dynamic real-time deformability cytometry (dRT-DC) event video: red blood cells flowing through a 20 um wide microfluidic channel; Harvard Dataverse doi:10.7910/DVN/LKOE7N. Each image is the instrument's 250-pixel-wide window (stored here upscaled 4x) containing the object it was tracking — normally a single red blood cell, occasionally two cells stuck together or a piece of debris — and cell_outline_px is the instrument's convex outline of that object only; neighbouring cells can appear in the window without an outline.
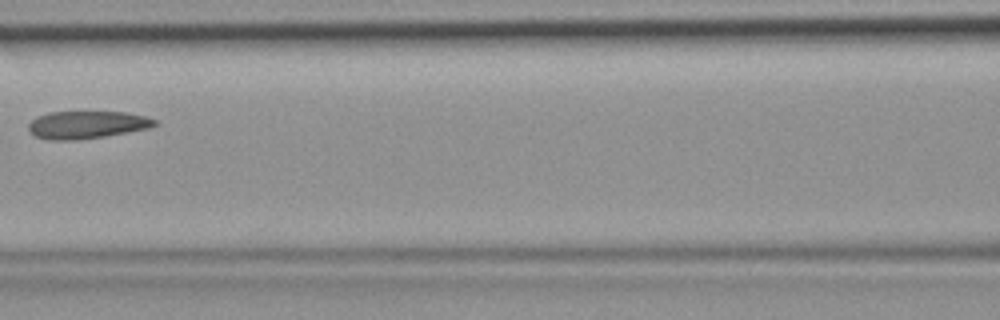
{"species": "common noctule bat (a hibernating species)", "species_latin": "Nyctalus noctula", "temperature_condition": "room temperature", "stored_images_in_passage": 3, "camera_frame_rate_fps": 3000, "um_per_image_px": 0.085, "animal": {"sex": "female", "body_mass_g": 19.9}, "frame": {"image": 1, "passage_image": 3, "time_ms": 0.667, "image_size_px": [1000, 320], "cell_outline_px": [[160, 124], [152, 128], [104, 136], [76, 140], [48, 140], [36, 136], [28, 128], [28, 124], [36, 116], [48, 112], [128, 112], [144, 116], [156, 120]], "centroid_in_image_um": [7.42, 10.6], "position_along_channel_um": 159.2, "area_um2": 20.4}}